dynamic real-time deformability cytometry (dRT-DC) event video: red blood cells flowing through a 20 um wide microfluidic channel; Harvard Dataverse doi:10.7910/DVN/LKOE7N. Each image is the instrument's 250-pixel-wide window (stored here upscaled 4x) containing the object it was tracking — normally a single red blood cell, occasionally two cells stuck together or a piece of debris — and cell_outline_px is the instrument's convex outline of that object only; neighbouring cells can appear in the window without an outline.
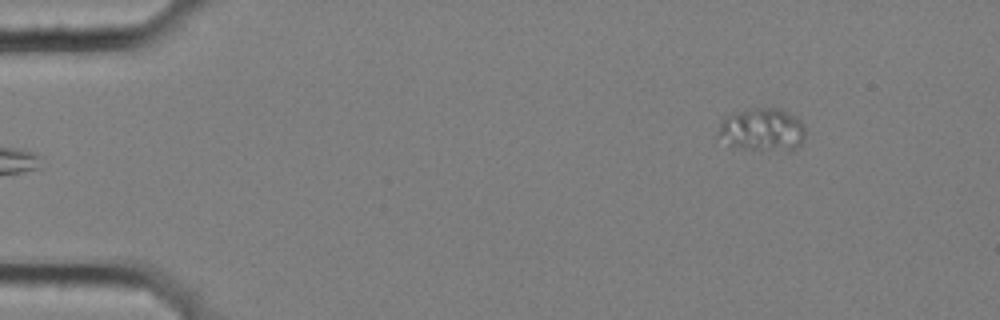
{"species": "common noctule bat (a hibernating species)", "species_latin": "Nyctalus noctula", "temperature_condition": "cold", "stored_images_in_passage": 5, "camera_frame_rate_fps": 3000, "um_per_image_px": 0.085, "animal": {"sex": "female", "body_mass_g": 25.1}, "frame": {"image": 1, "passage_image": 5, "time_ms": 1.333, "image_size_px": [1000, 320], "cell_outline_px": [[804, 136], [800, 144], [792, 152], [740, 148], [716, 136], [716, 132], [720, 120], [736, 112], [756, 108], [780, 108], [796, 116], [804, 124]], "centroid_in_image_um": [64.81, 11.03], "position_along_channel_um": 20.2, "area_um2": 22.02}}